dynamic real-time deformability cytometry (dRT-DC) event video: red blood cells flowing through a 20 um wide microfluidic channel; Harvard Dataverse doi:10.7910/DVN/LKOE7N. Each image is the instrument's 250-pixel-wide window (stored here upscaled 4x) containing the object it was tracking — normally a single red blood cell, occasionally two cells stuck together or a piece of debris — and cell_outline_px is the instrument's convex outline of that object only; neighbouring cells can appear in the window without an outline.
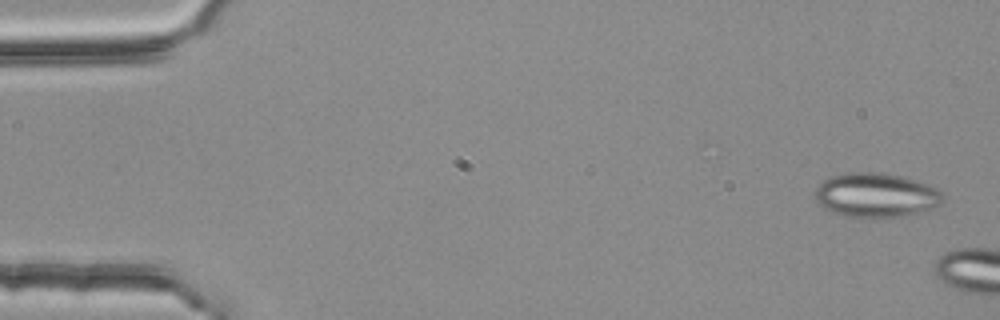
{"species": "common noctule bat (a hibernating species)", "species_latin": "Nyctalus noctula", "temperature_condition": "room temperature", "stored_images_in_passage": 2, "camera_frame_rate_fps": 3000, "um_per_image_px": 0.085, "animal": {"sex": "female", "body_mass_g": 25.1}, "frame": {"image": 1, "passage_image": 1, "time_ms": 0.0, "image_size_px": [1000, 320], "cell_outline_px": [[944, 200], [936, 208], [908, 216], [888, 220], [876, 220], [844, 216], [832, 212], [824, 208], [816, 200], [816, 188], [828, 176], [844, 172], [884, 172], [900, 176], [928, 184], [944, 192]], "centroid_in_image_um": [74.51, 16.63], "position_along_channel_um": 10.5, "area_um2": 34.28}}